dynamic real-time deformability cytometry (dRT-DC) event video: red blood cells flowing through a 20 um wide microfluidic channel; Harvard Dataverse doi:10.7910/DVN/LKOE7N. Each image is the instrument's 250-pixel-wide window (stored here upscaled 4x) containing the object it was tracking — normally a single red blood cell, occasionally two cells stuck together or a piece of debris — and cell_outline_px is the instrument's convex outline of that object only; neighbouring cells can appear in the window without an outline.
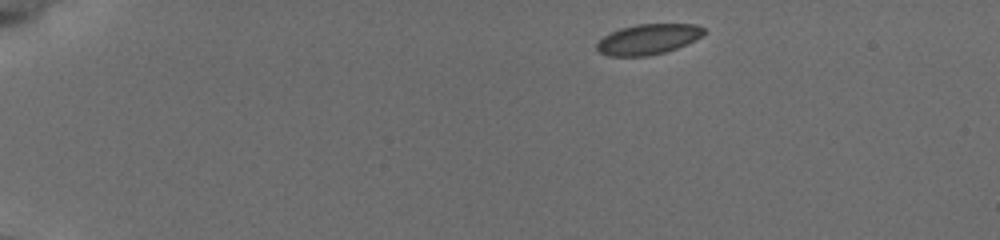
{"species": "common noctule bat (a hibernating species)", "species_latin": "Nyctalus noctula", "temperature_condition": "cold", "stored_images_in_passage": 25, "camera_frame_rate_fps": 3000, "um_per_image_px": 0.085, "animal": {"sex": "female", "body_mass_g": 19.5, "forearm_length_mm": 54.1}, "frame": {"image": 1, "passage_image": 1, "time_ms": 0.0, "image_size_px": [1000, 240], "cell_outline_px": [[704, 32], [700, 36], [676, 48], [664, 52], [648, 56], [608, 56], [600, 52], [596, 48], [596, 44], [604, 36], [620, 28], [636, 24], [696, 24], [704, 28]], "centroid_in_image_um": [55.04, 3.33], "position_along_channel_um": 30.0, "area_um2": 18.67}}
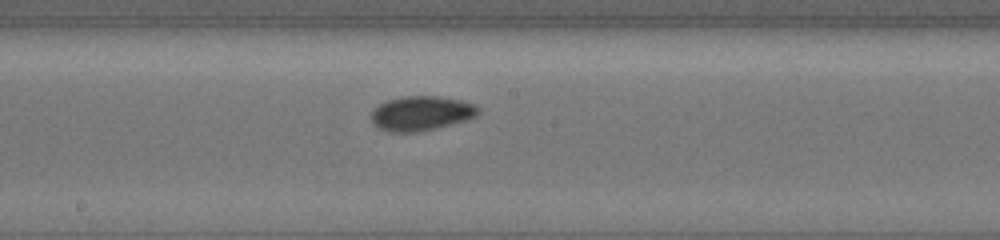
{"frame": {"image": 2, "passage_image": 15, "time_ms": 7.333, "image_size_px": [1000, 240], "cell_outline_px": [[480, 112], [476, 116], [468, 120], [436, 128], [416, 132], [392, 132], [380, 128], [372, 120], [372, 108], [388, 100], [404, 96], [440, 96], [464, 100], [476, 104], [480, 108]], "centroid_in_image_um": [35.88, 9.62], "position_along_channel_um": 212.3, "area_um2": 21.68}}
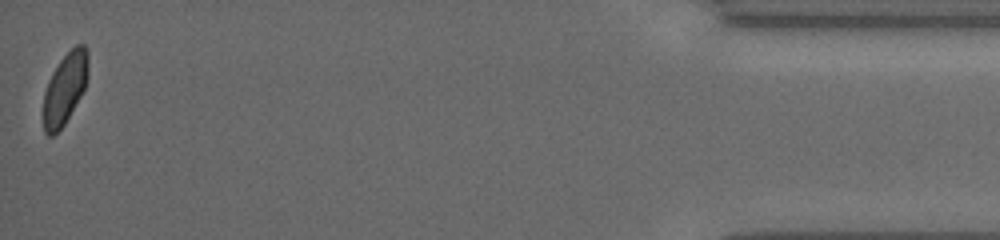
{"frame": {"image": 3, "passage_image": 25, "time_ms": 15.0, "image_size_px": [1000, 240], "cell_outline_px": [[88, 76], [84, 88], [80, 96], [64, 124], [52, 136], [48, 136], [44, 132], [44, 92], [48, 80], [52, 72], [60, 60], [76, 44], [84, 44], [88, 52]], "centroid_in_image_um": [5.52, 7.49], "position_along_channel_um": 429.7, "area_um2": 18.38}, "authors_computed_cell_mechanics": {"area_um2": 20.3456, "velocity_mm_per_s": 3.801, "shape_relaxation_time_tau1_ms": 3.931, "shape_relaxation_time_tau2_ms": 4.8028, "deformation_change_tau1": 0.0769, "deformation_change_tau2": 0.056}}